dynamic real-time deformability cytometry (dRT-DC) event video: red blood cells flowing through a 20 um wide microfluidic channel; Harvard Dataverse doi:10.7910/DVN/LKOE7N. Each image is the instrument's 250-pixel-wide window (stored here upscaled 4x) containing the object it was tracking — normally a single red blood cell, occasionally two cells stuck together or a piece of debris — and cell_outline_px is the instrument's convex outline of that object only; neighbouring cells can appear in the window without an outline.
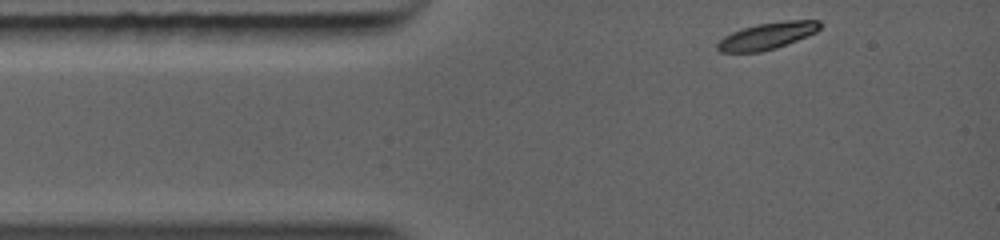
{"species": "common noctule bat (a hibernating species)", "species_latin": "Nyctalus noctula", "temperature_condition": "warm", "stored_images_in_passage": 6, "camera_frame_rate_fps": 5000, "um_per_image_px": 0.085, "animal": {"sex": "female", "body_mass_g": 19.0, "forearm_length_mm": 56.7}, "frame": {"image": 1, "passage_image": 1, "time_ms": 0.0, "image_size_px": [1000, 240], "cell_outline_px": [[820, 28], [816, 32], [776, 48], [760, 52], [720, 52], [716, 48], [716, 44], [724, 36], [732, 32], [756, 24], [784, 20], [820, 20]], "centroid_in_image_um": [65.19, 3.04], "position_along_channel_um": 19.8, "area_um2": 15.9}}
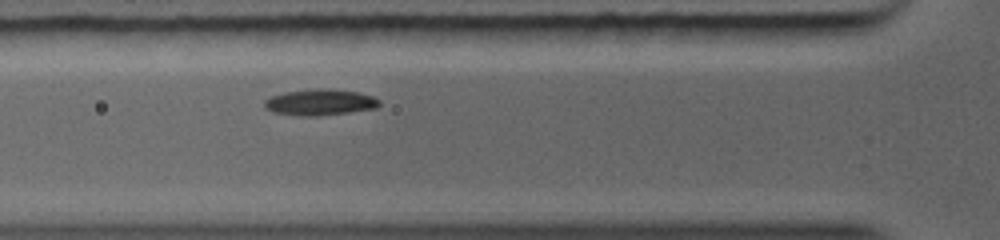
{"frame": {"image": 2, "passage_image": 4, "time_ms": 2.4, "image_size_px": [1000, 240], "cell_outline_px": [[380, 104], [376, 108], [320, 116], [300, 116], [272, 112], [264, 108], [264, 100], [272, 96], [284, 92], [328, 88], [360, 92], [372, 96], [380, 100]], "centroid_in_image_um": [27.2, 8.7], "position_along_channel_um": 98.6, "area_um2": 17.51}}
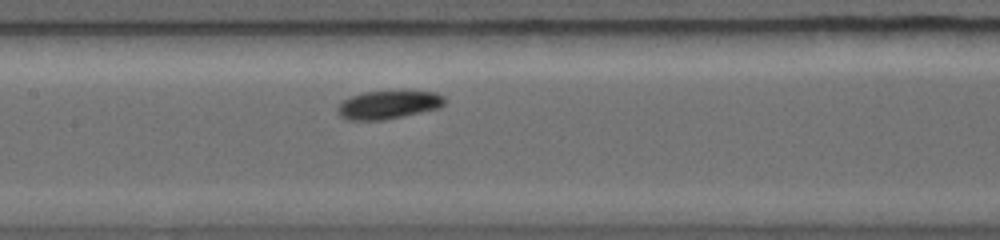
{"frame": {"image": 3, "passage_image": 6, "time_ms": 4.0, "image_size_px": [1000, 240], "cell_outline_px": [[444, 104], [440, 108], [384, 120], [348, 120], [340, 116], [336, 112], [336, 108], [340, 100], [364, 92], [436, 92], [444, 96]], "centroid_in_image_um": [32.95, 8.92], "position_along_channel_um": 174.4, "area_um2": 17.57}}